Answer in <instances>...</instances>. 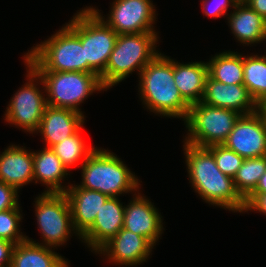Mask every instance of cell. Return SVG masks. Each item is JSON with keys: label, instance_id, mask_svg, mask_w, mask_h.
Returning a JSON list of instances; mask_svg holds the SVG:
<instances>
[{"label": "cell", "instance_id": "obj_2", "mask_svg": "<svg viewBox=\"0 0 266 267\" xmlns=\"http://www.w3.org/2000/svg\"><path fill=\"white\" fill-rule=\"evenodd\" d=\"M159 52L138 74L139 96L144 107L156 115L180 118L188 115L190 104L175 85L173 59Z\"/></svg>", "mask_w": 266, "mask_h": 267}, {"label": "cell", "instance_id": "obj_30", "mask_svg": "<svg viewBox=\"0 0 266 267\" xmlns=\"http://www.w3.org/2000/svg\"><path fill=\"white\" fill-rule=\"evenodd\" d=\"M202 10L206 17L221 18L229 14L230 7L234 8L238 0H202ZM213 6V7H212ZM229 8V9H228Z\"/></svg>", "mask_w": 266, "mask_h": 267}, {"label": "cell", "instance_id": "obj_19", "mask_svg": "<svg viewBox=\"0 0 266 267\" xmlns=\"http://www.w3.org/2000/svg\"><path fill=\"white\" fill-rule=\"evenodd\" d=\"M0 182L13 186L18 192L22 186L34 182L33 151L12 144L0 153Z\"/></svg>", "mask_w": 266, "mask_h": 267}, {"label": "cell", "instance_id": "obj_1", "mask_svg": "<svg viewBox=\"0 0 266 267\" xmlns=\"http://www.w3.org/2000/svg\"><path fill=\"white\" fill-rule=\"evenodd\" d=\"M183 151L189 183L199 197L209 205L234 213H245V200L237 192L233 179L217 167L214 155L206 147H197L186 142Z\"/></svg>", "mask_w": 266, "mask_h": 267}, {"label": "cell", "instance_id": "obj_22", "mask_svg": "<svg viewBox=\"0 0 266 267\" xmlns=\"http://www.w3.org/2000/svg\"><path fill=\"white\" fill-rule=\"evenodd\" d=\"M174 82L181 96L190 104L202 101L208 77L207 61L180 63L173 59Z\"/></svg>", "mask_w": 266, "mask_h": 267}, {"label": "cell", "instance_id": "obj_3", "mask_svg": "<svg viewBox=\"0 0 266 267\" xmlns=\"http://www.w3.org/2000/svg\"><path fill=\"white\" fill-rule=\"evenodd\" d=\"M80 168L82 181L79 187L96 190L109 197L140 190V180L135 173L108 149L96 148Z\"/></svg>", "mask_w": 266, "mask_h": 267}, {"label": "cell", "instance_id": "obj_20", "mask_svg": "<svg viewBox=\"0 0 266 267\" xmlns=\"http://www.w3.org/2000/svg\"><path fill=\"white\" fill-rule=\"evenodd\" d=\"M233 9V12L227 15V23L239 43L252 46L266 41V19L245 1L238 2Z\"/></svg>", "mask_w": 266, "mask_h": 267}, {"label": "cell", "instance_id": "obj_23", "mask_svg": "<svg viewBox=\"0 0 266 267\" xmlns=\"http://www.w3.org/2000/svg\"><path fill=\"white\" fill-rule=\"evenodd\" d=\"M54 249L26 239L14 246L10 267H69Z\"/></svg>", "mask_w": 266, "mask_h": 267}, {"label": "cell", "instance_id": "obj_26", "mask_svg": "<svg viewBox=\"0 0 266 267\" xmlns=\"http://www.w3.org/2000/svg\"><path fill=\"white\" fill-rule=\"evenodd\" d=\"M82 129L81 127L75 134L51 147L52 151L60 158L62 164L68 170L76 166L79 161H81L80 165H82L97 148L86 144L81 135Z\"/></svg>", "mask_w": 266, "mask_h": 267}, {"label": "cell", "instance_id": "obj_31", "mask_svg": "<svg viewBox=\"0 0 266 267\" xmlns=\"http://www.w3.org/2000/svg\"><path fill=\"white\" fill-rule=\"evenodd\" d=\"M18 193L13 186L0 182V212L15 208L19 204Z\"/></svg>", "mask_w": 266, "mask_h": 267}, {"label": "cell", "instance_id": "obj_14", "mask_svg": "<svg viewBox=\"0 0 266 267\" xmlns=\"http://www.w3.org/2000/svg\"><path fill=\"white\" fill-rule=\"evenodd\" d=\"M154 246L143 236L122 228L96 254L117 265L138 266L149 259Z\"/></svg>", "mask_w": 266, "mask_h": 267}, {"label": "cell", "instance_id": "obj_25", "mask_svg": "<svg viewBox=\"0 0 266 267\" xmlns=\"http://www.w3.org/2000/svg\"><path fill=\"white\" fill-rule=\"evenodd\" d=\"M265 55H243V85L257 104L266 102V52Z\"/></svg>", "mask_w": 266, "mask_h": 267}, {"label": "cell", "instance_id": "obj_36", "mask_svg": "<svg viewBox=\"0 0 266 267\" xmlns=\"http://www.w3.org/2000/svg\"><path fill=\"white\" fill-rule=\"evenodd\" d=\"M258 113L261 115L265 127H266V102H262L260 104H258V108H257Z\"/></svg>", "mask_w": 266, "mask_h": 267}, {"label": "cell", "instance_id": "obj_24", "mask_svg": "<svg viewBox=\"0 0 266 267\" xmlns=\"http://www.w3.org/2000/svg\"><path fill=\"white\" fill-rule=\"evenodd\" d=\"M207 65L212 79L230 85L243 84V55L237 51L216 53Z\"/></svg>", "mask_w": 266, "mask_h": 267}, {"label": "cell", "instance_id": "obj_32", "mask_svg": "<svg viewBox=\"0 0 266 267\" xmlns=\"http://www.w3.org/2000/svg\"><path fill=\"white\" fill-rule=\"evenodd\" d=\"M246 210L260 212L266 215V194L261 195H249L245 199Z\"/></svg>", "mask_w": 266, "mask_h": 267}, {"label": "cell", "instance_id": "obj_35", "mask_svg": "<svg viewBox=\"0 0 266 267\" xmlns=\"http://www.w3.org/2000/svg\"><path fill=\"white\" fill-rule=\"evenodd\" d=\"M266 194V172L261 176L255 190L250 195Z\"/></svg>", "mask_w": 266, "mask_h": 267}, {"label": "cell", "instance_id": "obj_9", "mask_svg": "<svg viewBox=\"0 0 266 267\" xmlns=\"http://www.w3.org/2000/svg\"><path fill=\"white\" fill-rule=\"evenodd\" d=\"M34 202L37 228L40 230L43 243L36 242V240L26 236L27 240L57 248L66 244L74 233L77 234L65 193H41Z\"/></svg>", "mask_w": 266, "mask_h": 267}, {"label": "cell", "instance_id": "obj_11", "mask_svg": "<svg viewBox=\"0 0 266 267\" xmlns=\"http://www.w3.org/2000/svg\"><path fill=\"white\" fill-rule=\"evenodd\" d=\"M151 0H114L110 14L105 15L100 10L89 6L118 35L156 32V9Z\"/></svg>", "mask_w": 266, "mask_h": 267}, {"label": "cell", "instance_id": "obj_33", "mask_svg": "<svg viewBox=\"0 0 266 267\" xmlns=\"http://www.w3.org/2000/svg\"><path fill=\"white\" fill-rule=\"evenodd\" d=\"M15 244L0 239V267H10Z\"/></svg>", "mask_w": 266, "mask_h": 267}, {"label": "cell", "instance_id": "obj_29", "mask_svg": "<svg viewBox=\"0 0 266 267\" xmlns=\"http://www.w3.org/2000/svg\"><path fill=\"white\" fill-rule=\"evenodd\" d=\"M213 155L220 171L232 179L242 166L244 158L236 152L228 149L223 144H215L206 147Z\"/></svg>", "mask_w": 266, "mask_h": 267}, {"label": "cell", "instance_id": "obj_8", "mask_svg": "<svg viewBox=\"0 0 266 267\" xmlns=\"http://www.w3.org/2000/svg\"><path fill=\"white\" fill-rule=\"evenodd\" d=\"M240 116L233 110L202 102L192 104L184 120L188 133L183 142L197 147L223 144Z\"/></svg>", "mask_w": 266, "mask_h": 267}, {"label": "cell", "instance_id": "obj_21", "mask_svg": "<svg viewBox=\"0 0 266 267\" xmlns=\"http://www.w3.org/2000/svg\"><path fill=\"white\" fill-rule=\"evenodd\" d=\"M34 183L46 185L43 193H65L69 185H62L70 171L51 148L33 151ZM65 178V179H64Z\"/></svg>", "mask_w": 266, "mask_h": 267}, {"label": "cell", "instance_id": "obj_7", "mask_svg": "<svg viewBox=\"0 0 266 267\" xmlns=\"http://www.w3.org/2000/svg\"><path fill=\"white\" fill-rule=\"evenodd\" d=\"M45 86L47 106L71 109L80 114V104L96 91H106L95 73L36 71Z\"/></svg>", "mask_w": 266, "mask_h": 267}, {"label": "cell", "instance_id": "obj_13", "mask_svg": "<svg viewBox=\"0 0 266 267\" xmlns=\"http://www.w3.org/2000/svg\"><path fill=\"white\" fill-rule=\"evenodd\" d=\"M125 206L123 228L145 237L153 246L163 233V220L154 203L139 193ZM150 200V201H149Z\"/></svg>", "mask_w": 266, "mask_h": 267}, {"label": "cell", "instance_id": "obj_18", "mask_svg": "<svg viewBox=\"0 0 266 267\" xmlns=\"http://www.w3.org/2000/svg\"><path fill=\"white\" fill-rule=\"evenodd\" d=\"M84 114L71 109L47 106L41 118L39 130L45 142V148H51L65 138L75 134L85 123Z\"/></svg>", "mask_w": 266, "mask_h": 267}, {"label": "cell", "instance_id": "obj_4", "mask_svg": "<svg viewBox=\"0 0 266 267\" xmlns=\"http://www.w3.org/2000/svg\"><path fill=\"white\" fill-rule=\"evenodd\" d=\"M35 71L87 73V60L80 38L65 24L47 40L22 56Z\"/></svg>", "mask_w": 266, "mask_h": 267}, {"label": "cell", "instance_id": "obj_10", "mask_svg": "<svg viewBox=\"0 0 266 267\" xmlns=\"http://www.w3.org/2000/svg\"><path fill=\"white\" fill-rule=\"evenodd\" d=\"M25 65L27 82L13 94L5 110L4 118L5 122L16 128L34 134L39 130L47 101L42 78L28 63L25 62ZM38 84L42 85L44 91L38 87Z\"/></svg>", "mask_w": 266, "mask_h": 267}, {"label": "cell", "instance_id": "obj_12", "mask_svg": "<svg viewBox=\"0 0 266 267\" xmlns=\"http://www.w3.org/2000/svg\"><path fill=\"white\" fill-rule=\"evenodd\" d=\"M223 145L244 159L266 156V127L258 111L241 115Z\"/></svg>", "mask_w": 266, "mask_h": 267}, {"label": "cell", "instance_id": "obj_34", "mask_svg": "<svg viewBox=\"0 0 266 267\" xmlns=\"http://www.w3.org/2000/svg\"><path fill=\"white\" fill-rule=\"evenodd\" d=\"M245 2L259 15L266 19V0H245Z\"/></svg>", "mask_w": 266, "mask_h": 267}, {"label": "cell", "instance_id": "obj_6", "mask_svg": "<svg viewBox=\"0 0 266 267\" xmlns=\"http://www.w3.org/2000/svg\"><path fill=\"white\" fill-rule=\"evenodd\" d=\"M78 11L65 24L81 40L87 60V73H95L100 77L105 71L118 34L90 7Z\"/></svg>", "mask_w": 266, "mask_h": 267}, {"label": "cell", "instance_id": "obj_16", "mask_svg": "<svg viewBox=\"0 0 266 267\" xmlns=\"http://www.w3.org/2000/svg\"><path fill=\"white\" fill-rule=\"evenodd\" d=\"M201 102L233 110L241 115L252 114L258 108V104L243 84L221 83L209 75L206 79L205 93Z\"/></svg>", "mask_w": 266, "mask_h": 267}, {"label": "cell", "instance_id": "obj_5", "mask_svg": "<svg viewBox=\"0 0 266 267\" xmlns=\"http://www.w3.org/2000/svg\"><path fill=\"white\" fill-rule=\"evenodd\" d=\"M158 35L157 32H144L117 36L105 71L100 75V81L106 91L124 81L135 70L139 74L159 53L156 49Z\"/></svg>", "mask_w": 266, "mask_h": 267}, {"label": "cell", "instance_id": "obj_17", "mask_svg": "<svg viewBox=\"0 0 266 267\" xmlns=\"http://www.w3.org/2000/svg\"><path fill=\"white\" fill-rule=\"evenodd\" d=\"M65 192L68 200L73 226L77 236H81L93 225L98 211L109 198L96 190H89L70 183Z\"/></svg>", "mask_w": 266, "mask_h": 267}, {"label": "cell", "instance_id": "obj_28", "mask_svg": "<svg viewBox=\"0 0 266 267\" xmlns=\"http://www.w3.org/2000/svg\"><path fill=\"white\" fill-rule=\"evenodd\" d=\"M19 205L0 212V239L15 245L26 240V235L20 232V222H22L23 215Z\"/></svg>", "mask_w": 266, "mask_h": 267}, {"label": "cell", "instance_id": "obj_27", "mask_svg": "<svg viewBox=\"0 0 266 267\" xmlns=\"http://www.w3.org/2000/svg\"><path fill=\"white\" fill-rule=\"evenodd\" d=\"M265 172L266 156L244 159L233 178L235 188L244 200L255 190Z\"/></svg>", "mask_w": 266, "mask_h": 267}, {"label": "cell", "instance_id": "obj_15", "mask_svg": "<svg viewBox=\"0 0 266 267\" xmlns=\"http://www.w3.org/2000/svg\"><path fill=\"white\" fill-rule=\"evenodd\" d=\"M125 205L109 197L98 211L93 225L80 237L91 252H96L123 228Z\"/></svg>", "mask_w": 266, "mask_h": 267}]
</instances>
